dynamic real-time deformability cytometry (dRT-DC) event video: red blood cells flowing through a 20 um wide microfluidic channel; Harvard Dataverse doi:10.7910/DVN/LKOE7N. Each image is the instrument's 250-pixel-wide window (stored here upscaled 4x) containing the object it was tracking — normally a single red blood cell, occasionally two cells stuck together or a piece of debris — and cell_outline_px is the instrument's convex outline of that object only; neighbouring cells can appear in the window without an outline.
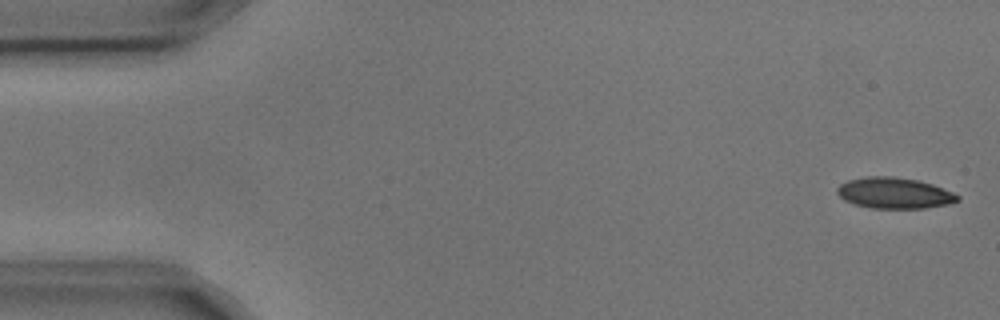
{"species": "common noctule bat (a hibernating species)", "species_latin": "Nyctalus noctula", "temperature_condition": "cold", "stored_images_in_passage": 9, "camera_frame_rate_fps": 3000, "um_per_image_px": 0.085, "animal": {"sex": "male", "body_mass_g": 17.9, "forearm_length_mm": 54.2}, "frame": {"image": 1, "passage_image": 1, "time_ms": 0.0, "image_size_px": [1000, 320], "cell_outline_px": [[960, 200], [948, 204], [924, 208], [872, 208], [856, 204], [844, 200], [836, 192], [836, 188], [840, 184], [848, 180], [868, 176], [892, 176], [916, 180], [932, 184], [952, 192], [960, 196]], "centroid_in_image_um": [76.01, 16.4], "position_along_channel_um": 9.0, "area_um2": 21.62}}
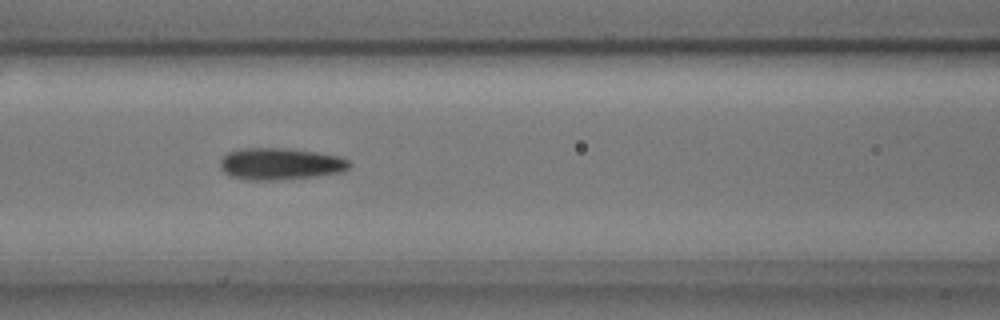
{"frame": {"image": 2, "passage_image": 7, "time_ms": 2.0, "image_size_px": [1000, 320], "cell_outline_px": [[352, 164], [348, 168], [340, 172], [316, 176], [272, 180], [248, 180], [228, 176], [220, 168], [220, 160], [228, 152], [240, 148], [284, 148], [316, 152], [340, 156], [348, 160]], "centroid_in_image_um": [23.79, 13.92], "position_along_channel_um": 142.8, "area_um2": 23.99}}
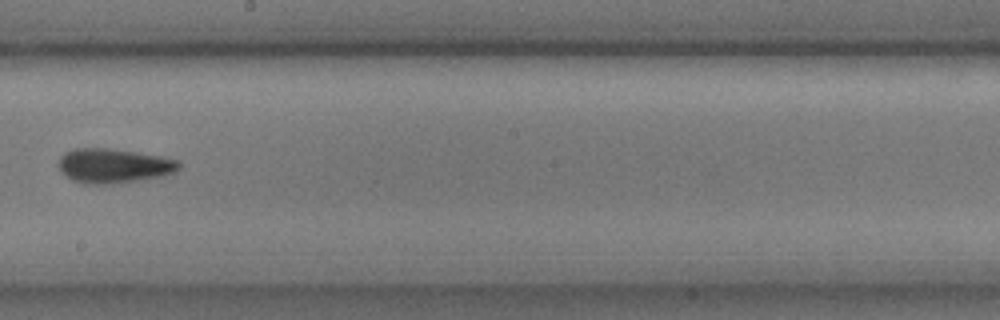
{"frame": {"image": 3, "passage_image": 9, "time_ms": 2.667, "image_size_px": [1000, 320], "cell_outline_px": [[180, 168], [176, 172], [160, 176], [136, 180], [108, 184], [84, 184], [72, 180], [64, 176], [60, 172], [60, 156], [64, 152], [72, 148], [108, 148], [136, 152], [160, 156], [176, 160], [180, 164]], "centroid_in_image_um": [9.61, 14.08], "position_along_channel_um": 238.6, "area_um2": 24.1}}